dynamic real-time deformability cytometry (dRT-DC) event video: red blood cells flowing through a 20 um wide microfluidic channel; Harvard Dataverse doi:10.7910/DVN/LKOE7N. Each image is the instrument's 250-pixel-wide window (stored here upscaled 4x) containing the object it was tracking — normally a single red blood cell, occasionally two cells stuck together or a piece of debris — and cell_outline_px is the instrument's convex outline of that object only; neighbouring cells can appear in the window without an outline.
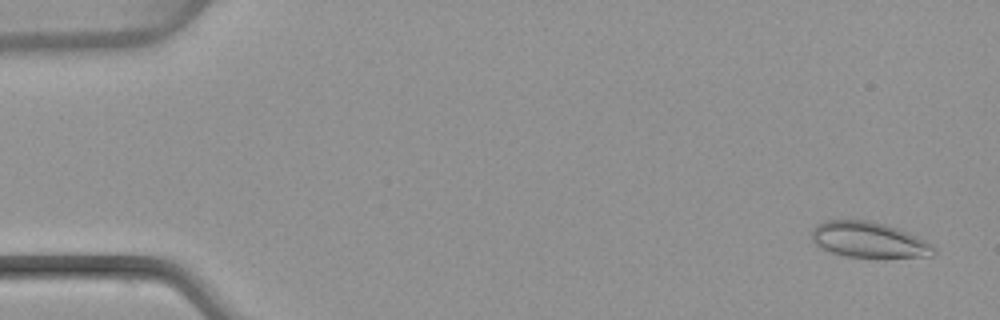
{"species": "common noctule bat (a hibernating species)", "species_latin": "Nyctalus noctula", "temperature_condition": "warm", "stored_images_in_passage": 50, "camera_frame_rate_fps": 3000, "um_per_image_px": 0.085, "animal": {"sex": "female", "body_mass_g": 22.7, "forearm_length_mm": 54.2}, "frame": {"image": 1, "passage_image": 2, "time_ms": 0.333, "image_size_px": [1000, 320], "cell_outline_px": [[936, 252], [932, 256], [884, 260], [848, 256], [832, 252], [820, 248], [812, 240], [812, 228], [816, 224], [824, 220], [868, 220], [900, 228], [924, 240], [936, 248]], "centroid_in_image_um": [73.89, 20.42], "position_along_channel_um": 11.1, "area_um2": 26.24}}
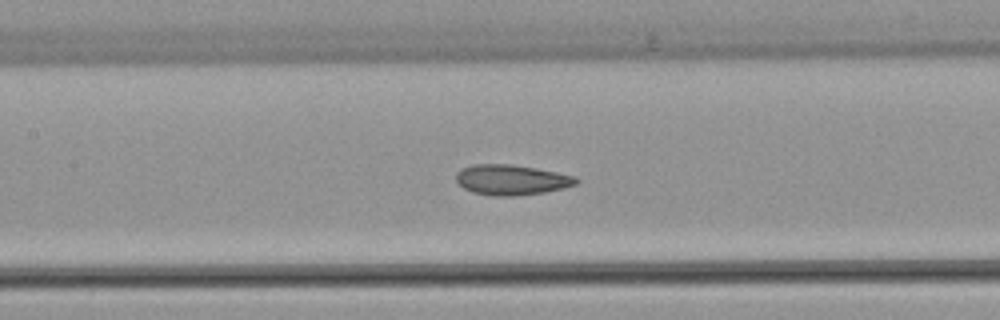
{"frame": {"image": 2, "passage_image": 23, "time_ms": 7.333, "image_size_px": [1000, 320], "cell_outline_px": [[580, 180], [576, 184], [564, 188], [544, 192], [516, 196], [492, 196], [472, 192], [464, 188], [456, 180], [456, 172], [460, 168], [472, 164], [512, 164], [536, 168], [576, 176]], "centroid_in_image_um": [43.46, 15.28], "position_along_channel_um": 163.9, "area_um2": 21.39}}
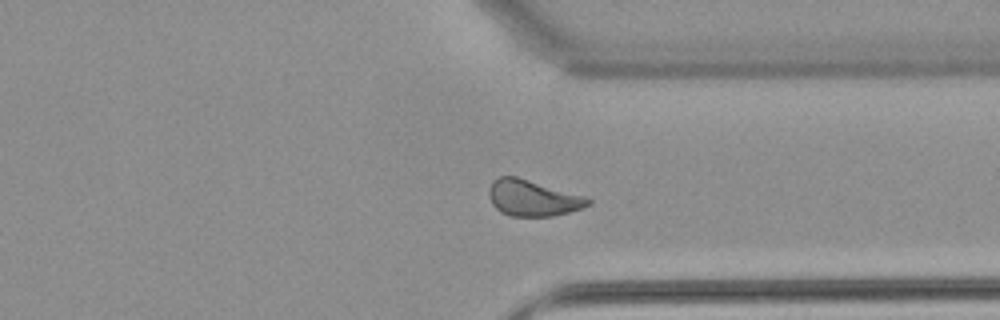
{"frame": {"image": 3, "passage_image": 38, "time_ms": 12.333, "image_size_px": [1000, 320], "cell_outline_px": [[592, 204], [584, 208], [552, 216], [512, 216], [500, 212], [492, 204], [488, 196], [488, 188], [492, 180], [500, 176], [516, 176], [584, 196], [592, 200]], "centroid_in_image_um": [45.26, 16.83], "position_along_channel_um": 366.1, "area_um2": 20.92}, "authors_computed_cell_mechanics": {"area_um2": 21.2993, "velocity_mm_per_s": 4.0593, "shape_relaxation_time_tau1_ms": null, "shape_relaxation_time_tau2_ms": 1.544, "deformation_change_tau1": null, "deformation_change_tau2": 0.0693}}